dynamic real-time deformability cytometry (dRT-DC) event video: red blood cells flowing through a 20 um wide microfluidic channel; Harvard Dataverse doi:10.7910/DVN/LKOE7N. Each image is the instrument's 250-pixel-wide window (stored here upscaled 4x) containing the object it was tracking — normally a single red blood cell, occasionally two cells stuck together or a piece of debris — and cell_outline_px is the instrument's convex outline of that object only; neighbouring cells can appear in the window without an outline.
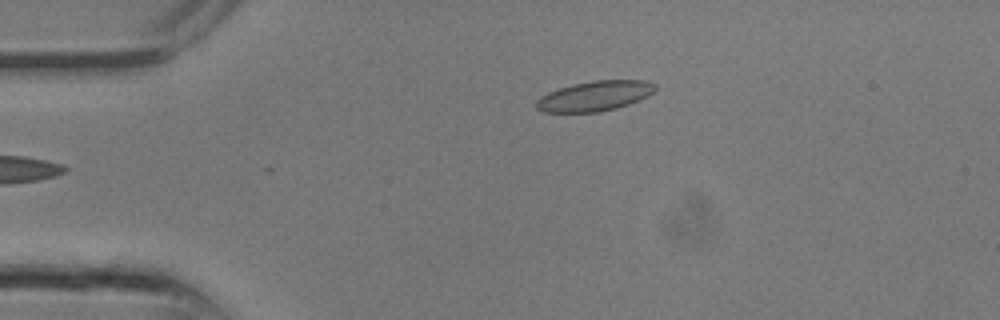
{"species": "common noctule bat (a hibernating species)", "species_latin": "Nyctalus noctula", "temperature_condition": "room temperature", "stored_images_in_passage": 10, "camera_frame_rate_fps": 3000, "um_per_image_px": 0.085, "animal": {"sex": "male", "body_mass_g": 13.3}, "frame": {"image": 1, "passage_image": 1, "time_ms": 0.0, "image_size_px": [1000, 320], "cell_outline_px": [[656, 88], [648, 96], [640, 100], [616, 108], [596, 112], [544, 112], [536, 108], [536, 100], [540, 96], [548, 92], [572, 84], [592, 80], [644, 80], [656, 84]], "centroid_in_image_um": [50.55, 8.15], "position_along_channel_um": 34.5, "area_um2": 20.81}}
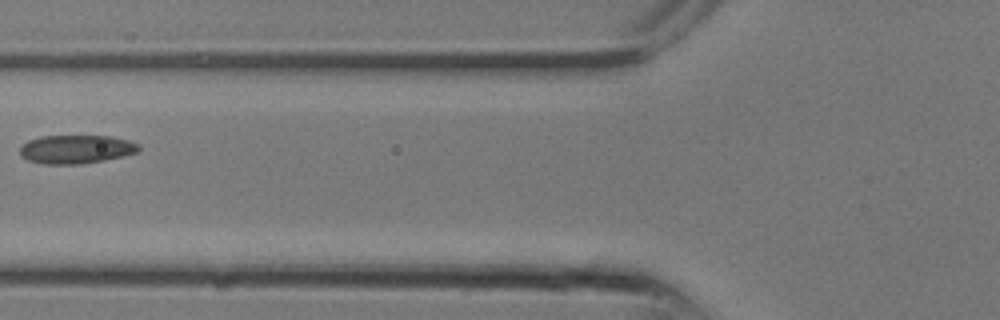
{"frame": {"image": 2, "passage_image": 6, "time_ms": 1.667, "image_size_px": [1000, 320], "cell_outline_px": [[140, 152], [124, 156], [104, 160], [80, 164], [44, 164], [28, 160], [20, 156], [20, 148], [28, 140], [40, 136], [108, 136], [128, 140], [140, 144]], "centroid_in_image_um": [6.49, 12.69], "position_along_channel_um": 119.3, "area_um2": 19.88}}
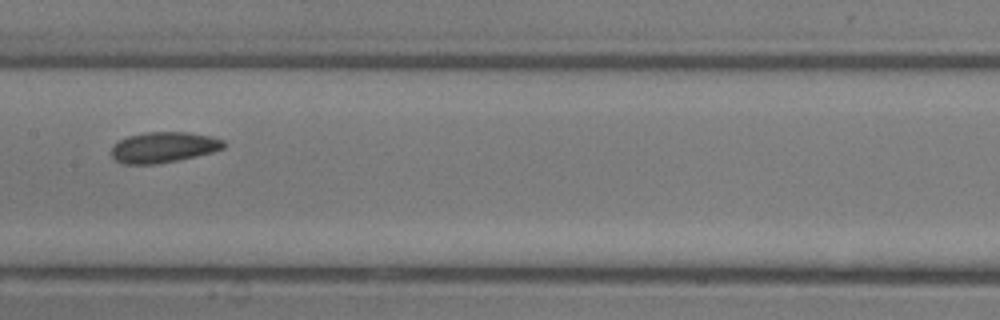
{"frame": {"image": 3, "passage_image": 9, "time_ms": 2.667, "image_size_px": [1000, 320], "cell_outline_px": [[224, 148], [212, 152], [196, 156], [156, 164], [124, 164], [116, 160], [112, 156], [112, 144], [128, 136], [144, 132], [188, 132], [212, 136], [224, 140]], "centroid_in_image_um": [13.9, 12.51], "position_along_channel_um": 193.5, "area_um2": 20.06}}